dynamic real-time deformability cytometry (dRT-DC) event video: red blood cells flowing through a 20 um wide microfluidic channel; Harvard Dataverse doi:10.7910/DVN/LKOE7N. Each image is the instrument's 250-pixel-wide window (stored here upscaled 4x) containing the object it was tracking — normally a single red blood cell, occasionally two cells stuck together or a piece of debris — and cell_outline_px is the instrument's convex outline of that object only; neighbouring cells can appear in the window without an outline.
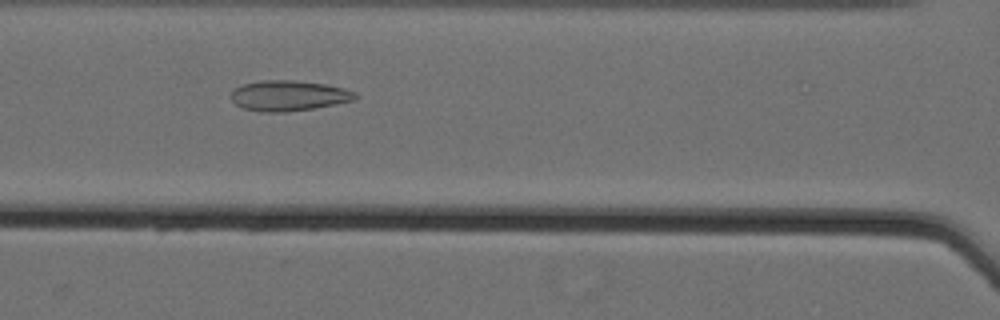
{"species": "Egyptian fruit bat (a non-hibernating species)", "species_latin": "Rousettus aegyptiacus", "temperature_condition": "cold", "stored_images_in_passage": 55, "camera_frame_rate_fps": 3000, "um_per_image_px": 0.085, "animal": {"sex": "female"}, "frame": {"image": 1, "passage_image": 24, "time_ms": 7.667, "image_size_px": [1000, 320], "cell_outline_px": [[360, 96], [356, 100], [336, 104], [312, 108], [284, 112], [264, 112], [244, 108], [236, 104], [232, 100], [232, 92], [236, 88], [244, 84], [264, 80], [296, 80], [324, 84], [344, 88], [356, 92]], "centroid_in_image_um": [24.6, 8.13], "position_along_channel_um": 142.0, "area_um2": 21.91}}
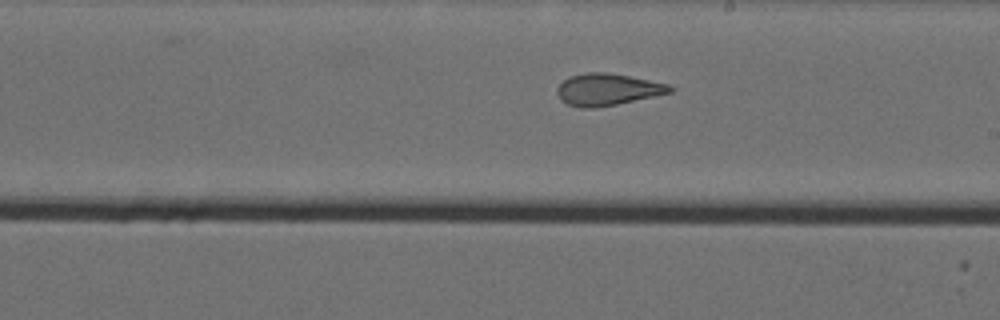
{"frame": {"image": 2, "passage_image": 32, "time_ms": 10.333, "image_size_px": [1000, 320], "cell_outline_px": [[672, 92], [616, 104], [592, 108], [580, 108], [568, 104], [560, 100], [556, 92], [556, 88], [564, 80], [572, 76], [588, 72], [608, 72], [668, 84], [672, 88]], "centroid_in_image_um": [51.59, 7.61], "position_along_channel_um": 237.4, "area_um2": 20.63}}
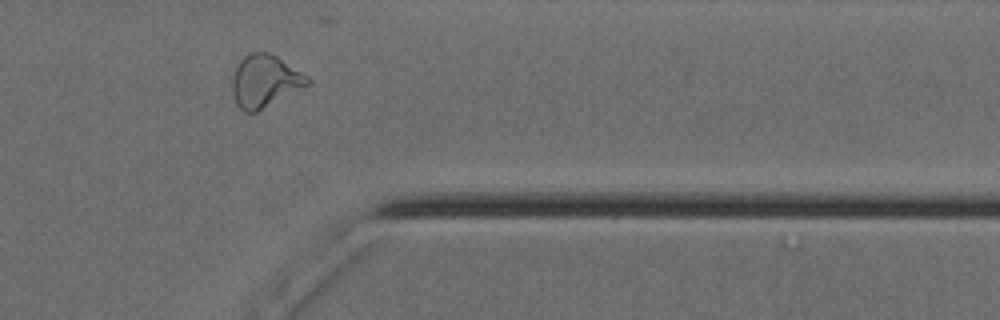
{"frame": {"image": 3, "passage_image": 45, "time_ms": 14.667, "image_size_px": [1000, 320], "cell_outline_px": [[312, 84], [256, 112], [244, 112], [236, 104], [232, 92], [232, 76], [240, 60], [248, 52], [268, 52], [276, 56], [308, 76], [312, 80]], "centroid_in_image_um": [22.52, 6.9], "position_along_channel_um": 388.9, "area_um2": 23.12}}